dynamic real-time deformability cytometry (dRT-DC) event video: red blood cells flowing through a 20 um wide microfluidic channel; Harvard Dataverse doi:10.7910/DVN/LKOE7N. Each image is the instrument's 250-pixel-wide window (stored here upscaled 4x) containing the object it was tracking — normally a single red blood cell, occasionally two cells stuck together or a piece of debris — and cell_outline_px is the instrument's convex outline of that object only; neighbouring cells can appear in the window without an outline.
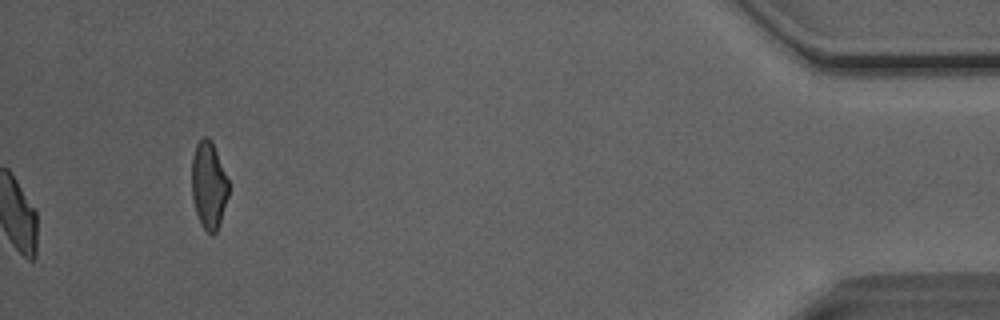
{"species": "Egyptian fruit bat (a non-hibernating species)", "species_latin": "Rousettus aegyptiacus", "temperature_condition": "room temperature", "stored_images_in_passage": 46, "camera_frame_rate_fps": 3000, "um_per_image_px": 0.085, "animal": {"sex": "male"}, "frame": {"image": 1, "passage_image": 46, "time_ms": 15.0, "image_size_px": [1000, 320], "cell_outline_px": [[228, 196], [216, 232], [212, 236], [200, 224], [196, 212], [192, 196], [192, 156], [196, 144], [204, 136], [208, 136], [216, 152], [228, 180]], "centroid_in_image_um": [17.72, 15.76], "position_along_channel_um": 417.5, "area_um2": 18.38}, "authors_computed_cell_mechanics": {"area_um2": 19.652, "velocity_mm_per_s": 4.0593, "shape_relaxation_time_tau1_ms": 3.5485, "shape_relaxation_time_tau2_ms": 1.2362, "deformation_change_tau1": 0.164, "deformation_change_tau2": 0.0822}}